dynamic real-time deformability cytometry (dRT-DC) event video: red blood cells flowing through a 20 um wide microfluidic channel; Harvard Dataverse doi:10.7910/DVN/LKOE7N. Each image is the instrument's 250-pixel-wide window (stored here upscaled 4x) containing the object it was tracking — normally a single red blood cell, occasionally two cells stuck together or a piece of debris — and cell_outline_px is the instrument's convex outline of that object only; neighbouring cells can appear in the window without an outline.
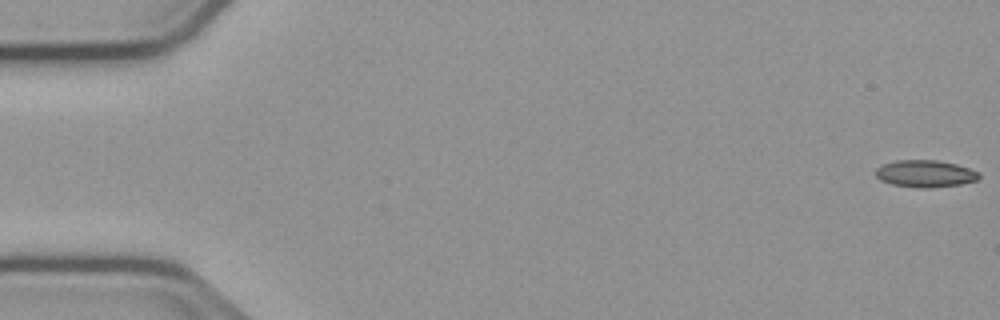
{"species": "common noctule bat (a hibernating species)", "species_latin": "Nyctalus noctula", "temperature_condition": "cold", "stored_images_in_passage": 55, "camera_frame_rate_fps": 3000, "um_per_image_px": 0.085, "animal": {"sex": "male", "body_mass_g": 23.1, "forearm_length_mm": 52.7}, "frame": {"image": 1, "passage_image": 1, "time_ms": 0.0, "image_size_px": [1000, 320], "cell_outline_px": [[980, 176], [976, 180], [960, 184], [928, 188], [920, 188], [892, 184], [880, 180], [876, 176], [876, 168], [884, 164], [896, 160], [936, 160], [956, 164], [980, 172]], "centroid_in_image_um": [78.64, 14.76], "position_along_channel_um": 6.4, "area_um2": 16.18}}
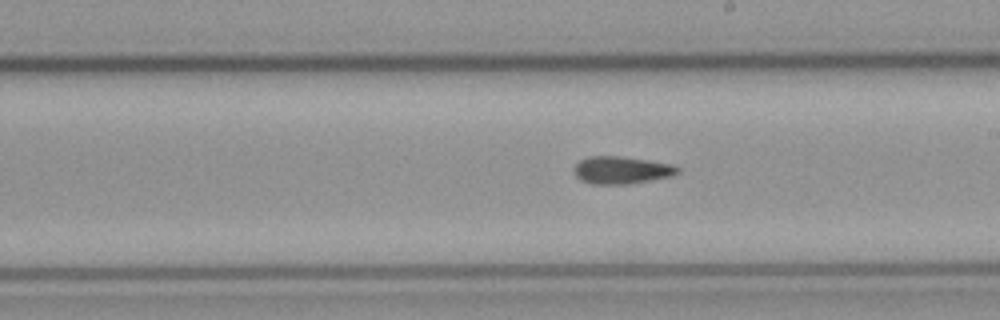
{"frame": {"image": 2, "passage_image": 31, "time_ms": 10.0, "image_size_px": [1000, 320], "cell_outline_px": [[680, 172], [672, 176], [628, 184], [592, 184], [580, 180], [576, 176], [576, 164], [580, 160], [588, 156], [620, 156], [648, 160], [672, 164], [680, 168]], "centroid_in_image_um": [52.86, 14.46], "position_along_channel_um": 236.1, "area_um2": 16.53}}
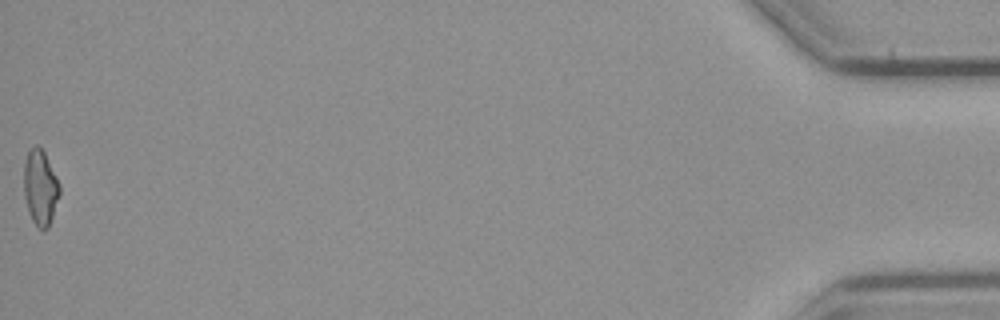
{"frame": {"image": 3, "passage_image": 55, "time_ms": 18.0, "image_size_px": [1000, 320], "cell_outline_px": [[60, 192], [48, 228], [40, 228], [32, 220], [28, 212], [24, 196], [24, 164], [28, 152], [36, 144], [44, 152], [60, 184]], "centroid_in_image_um": [3.42, 15.93], "position_along_channel_um": 431.8, "area_um2": 15.37}, "authors_computed_cell_mechanics": {"area_um2": 16.0684, "velocity_mm_per_s": 3.7859, "shape_relaxation_time_tau1_ms": null, "shape_relaxation_time_tau2_ms": 7.6692, "deformation_change_tau1": null, "deformation_change_tau2": 0.1503}}